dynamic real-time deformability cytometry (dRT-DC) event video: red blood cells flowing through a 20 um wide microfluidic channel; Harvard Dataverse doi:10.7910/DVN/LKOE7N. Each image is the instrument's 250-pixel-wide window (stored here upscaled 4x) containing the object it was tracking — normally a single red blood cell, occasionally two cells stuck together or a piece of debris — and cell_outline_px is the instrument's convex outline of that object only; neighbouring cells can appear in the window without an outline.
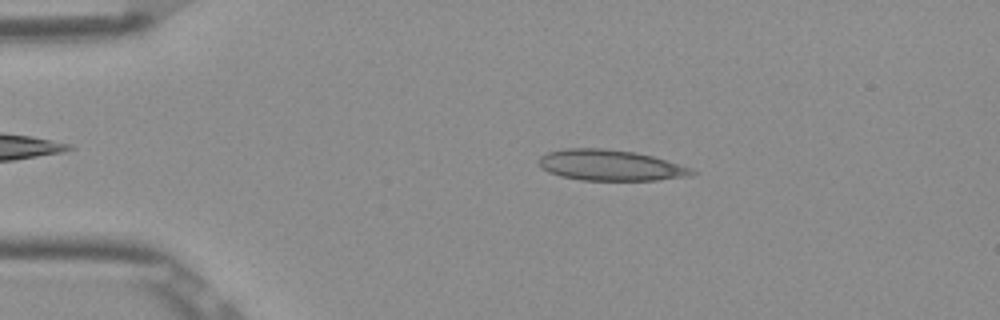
{"species": "Egyptian fruit bat (a non-hibernating species)", "species_latin": "Rousettus aegyptiacus", "temperature_condition": "room temperature", "stored_images_in_passage": 50, "camera_frame_rate_fps": 3000, "um_per_image_px": 0.085, "frame": {"image": 1, "passage_image": 9, "time_ms": 2.667, "image_size_px": [1000, 320], "cell_outline_px": [[700, 172], [692, 176], [656, 180], [580, 180], [560, 176], [548, 172], [540, 164], [540, 156], [548, 152], [564, 148], [604, 148], [636, 152], [652, 156], [692, 168]], "centroid_in_image_um": [51.93, 14.05], "position_along_channel_um": 33.1, "area_um2": 27.57}}
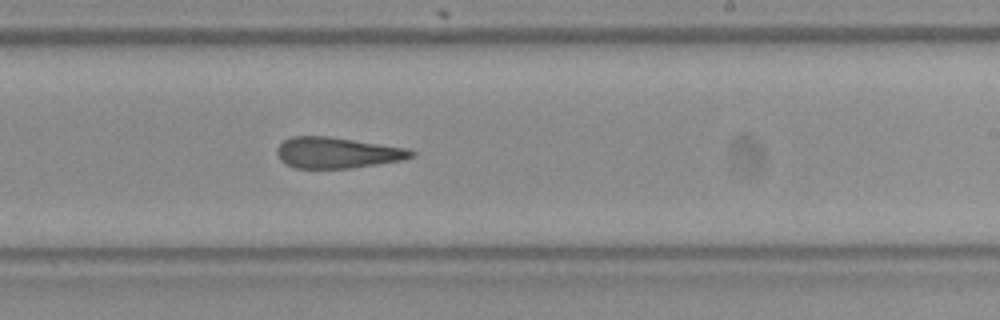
{"frame": {"image": 2, "passage_image": 30, "time_ms": 9.667, "image_size_px": [1000, 320], "cell_outline_px": [[416, 156], [400, 160], [352, 168], [296, 168], [284, 164], [280, 160], [276, 152], [276, 148], [284, 140], [292, 136], [328, 136], [408, 148], [416, 152]], "centroid_in_image_um": [28.64, 12.98], "position_along_channel_um": 260.4, "area_um2": 24.28}}
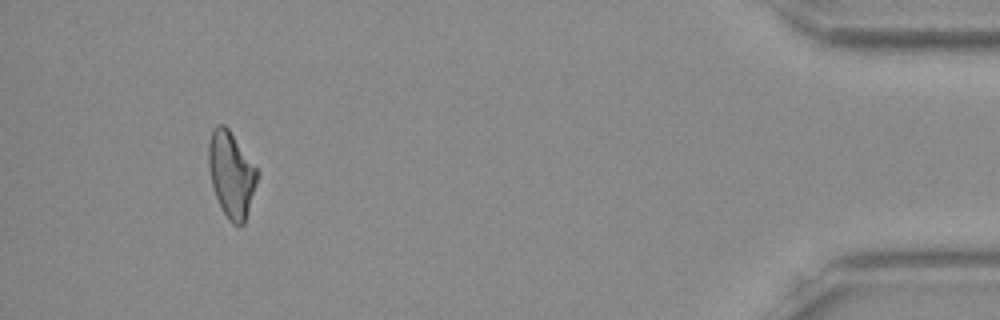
{"frame": {"image": 3, "passage_image": 47, "time_ms": 15.333, "image_size_px": [1000, 320], "cell_outline_px": [[260, 172], [244, 224], [240, 228], [232, 224], [228, 220], [216, 196], [212, 184], [208, 168], [208, 144], [212, 128], [216, 124], [224, 124], [228, 128]], "centroid_in_image_um": [19.66, 14.82], "position_along_channel_um": 415.5, "area_um2": 24.45}, "authors_computed_cell_mechanics": {"area_um2": 25.2008, "velocity_mm_per_s": 3.9031, "shape_relaxation_time_tau1_ms": null, "shape_relaxation_time_tau2_ms": 5.5641, "deformation_change_tau1": null, "deformation_change_tau2": 0.1759}}